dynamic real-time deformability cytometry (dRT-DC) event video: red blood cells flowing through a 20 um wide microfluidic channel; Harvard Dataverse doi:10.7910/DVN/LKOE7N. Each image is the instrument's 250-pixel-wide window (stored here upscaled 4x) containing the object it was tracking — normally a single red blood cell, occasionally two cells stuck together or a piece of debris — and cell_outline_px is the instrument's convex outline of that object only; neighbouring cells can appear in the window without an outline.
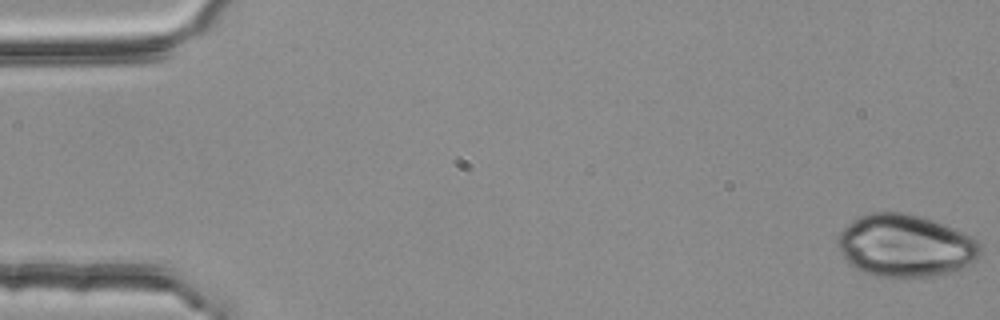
{"species": "common noctule bat (a hibernating species)", "species_latin": "Nyctalus noctula", "temperature_condition": "room temperature", "stored_images_in_passage": 5, "camera_frame_rate_fps": 3000, "um_per_image_px": 0.085, "animal": {"sex": "female", "body_mass_g": 25.1}, "frame": {"image": 1, "passage_image": 1, "time_ms": 0.0, "image_size_px": [1000, 320], "cell_outline_px": [[980, 256], [972, 264], [956, 272], [936, 276], [872, 276], [856, 268], [840, 252], [836, 244], [836, 236], [852, 220], [868, 212], [908, 212], [924, 216], [944, 224], [972, 236], [980, 244]], "centroid_in_image_um": [76.98, 20.87], "position_along_channel_um": 8.0, "area_um2": 52.37}}